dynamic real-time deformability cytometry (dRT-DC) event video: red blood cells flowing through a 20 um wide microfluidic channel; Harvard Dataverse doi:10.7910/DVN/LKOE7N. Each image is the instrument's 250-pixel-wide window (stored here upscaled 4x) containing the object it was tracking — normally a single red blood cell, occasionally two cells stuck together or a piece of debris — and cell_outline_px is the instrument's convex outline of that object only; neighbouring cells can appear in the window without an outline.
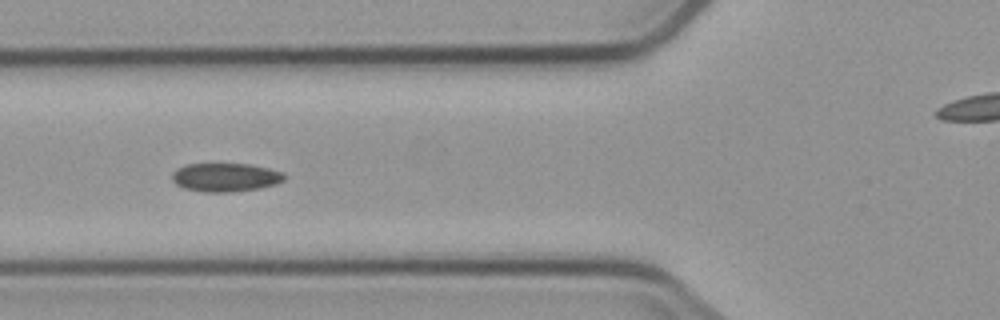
{"species": "common noctule bat (a hibernating species)", "species_latin": "Nyctalus noctula", "temperature_condition": "cold", "stored_images_in_passage": 6, "camera_frame_rate_fps": 3000, "um_per_image_px": 0.085, "animal": {"sex": "male", "body_mass_g": 23.1, "forearm_length_mm": 52.7}, "frame": {"image": 1, "passage_image": 5, "time_ms": 5.333, "image_size_px": [1000, 320], "cell_outline_px": [[288, 176], [284, 180], [276, 184], [260, 188], [232, 192], [204, 192], [184, 188], [176, 184], [172, 180], [172, 172], [176, 168], [184, 164], [252, 164], [284, 172]], "centroid_in_image_um": [19.18, 15.07], "position_along_channel_um": 106.6, "area_um2": 18.96}}
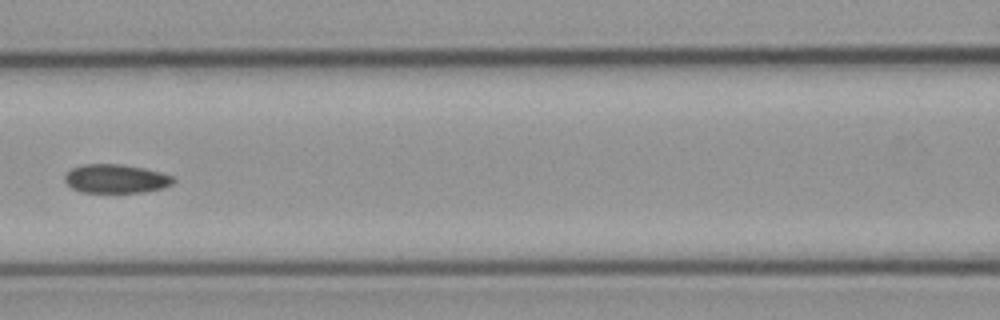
{"frame": {"image": 2, "passage_image": 6, "time_ms": 6.667, "image_size_px": [1000, 320], "cell_outline_px": [[176, 180], [172, 184], [164, 188], [144, 192], [80, 192], [72, 188], [64, 180], [64, 176], [72, 168], [84, 164], [120, 164], [144, 168], [160, 172], [172, 176]], "centroid_in_image_um": [9.86, 15.19], "position_along_channel_um": 156.7, "area_um2": 18.21}}